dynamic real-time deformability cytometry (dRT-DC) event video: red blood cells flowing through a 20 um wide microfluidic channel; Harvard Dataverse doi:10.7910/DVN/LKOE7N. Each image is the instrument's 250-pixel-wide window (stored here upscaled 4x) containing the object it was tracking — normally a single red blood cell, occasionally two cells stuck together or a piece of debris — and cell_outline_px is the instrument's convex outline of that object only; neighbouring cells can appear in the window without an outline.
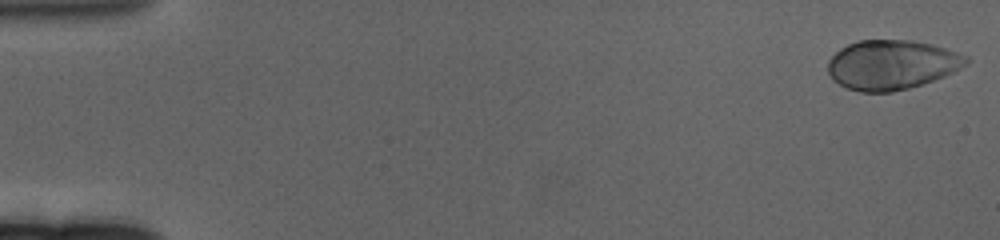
{"species": "human", "species_latin": "Homo sapiens", "temperature_condition": "cold", "stored_images_in_passage": 63, "camera_frame_rate_fps": 3000, "um_per_image_px": 0.085, "donor": {"sex": "female"}, "frame": {"image": 1, "passage_image": 1, "time_ms": 0.0, "image_size_px": [1000, 240], "cell_outline_px": [[972, 60], [968, 64], [944, 76], [908, 88], [892, 92], [860, 92], [848, 88], [832, 80], [828, 72], [828, 60], [840, 48], [848, 44], [860, 40], [912, 40], [932, 44], [968, 56]], "centroid_in_image_um": [75.79, 5.5], "position_along_channel_um": 9.2, "area_um2": 39.88}}
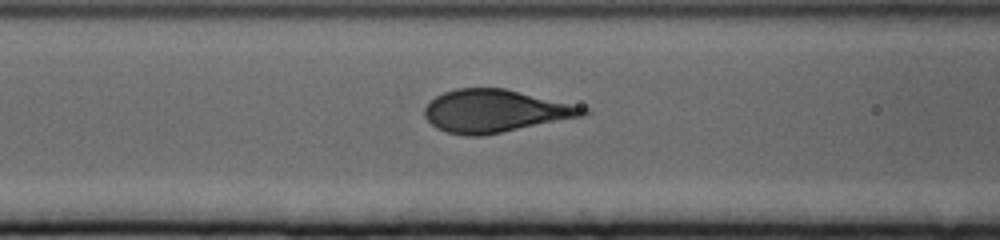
{"frame": {"image": 2, "passage_image": 26, "time_ms": 8.333, "image_size_px": [1000, 240], "cell_outline_px": [[592, 112], [584, 116], [480, 136], [464, 136], [448, 132], [436, 128], [424, 116], [424, 108], [436, 96], [444, 92], [456, 88], [504, 88], [588, 108]], "centroid_in_image_um": [42.08, 9.44], "position_along_channel_um": 124.5, "area_um2": 39.07}}
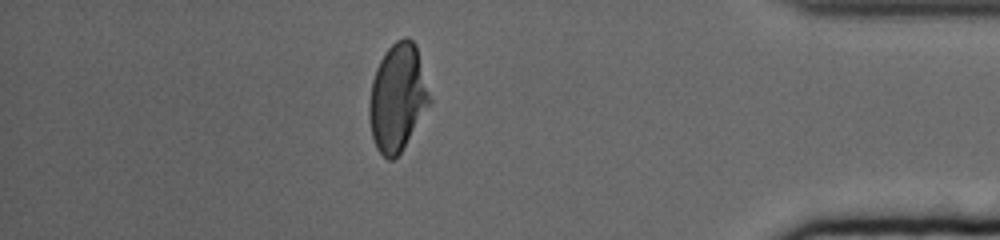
{"frame": {"image": 3, "passage_image": 55, "time_ms": 18.0, "image_size_px": [1000, 240], "cell_outline_px": [[432, 104], [400, 152], [392, 160], [388, 160], [376, 148], [372, 136], [368, 116], [368, 104], [372, 80], [376, 68], [384, 52], [396, 40], [404, 36], [408, 36], [416, 44], [432, 100]], "centroid_in_image_um": [33.8, 8.27], "position_along_channel_um": 401.4, "area_um2": 38.21}}